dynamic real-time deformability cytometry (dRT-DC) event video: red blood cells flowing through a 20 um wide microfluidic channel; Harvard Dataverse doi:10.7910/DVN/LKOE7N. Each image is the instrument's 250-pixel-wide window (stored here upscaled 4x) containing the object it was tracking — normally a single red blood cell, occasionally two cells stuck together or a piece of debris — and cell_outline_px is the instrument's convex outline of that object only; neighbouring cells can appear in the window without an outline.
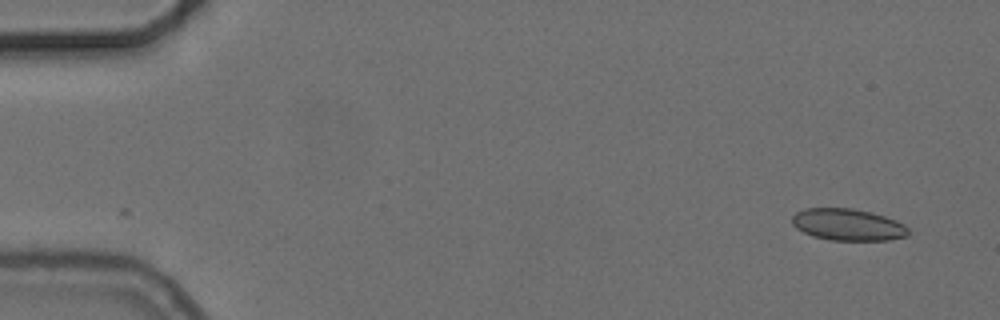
{"species": "common noctule bat (a hibernating species)", "species_latin": "Nyctalus noctula", "temperature_condition": "cold", "stored_images_in_passage": 53, "camera_frame_rate_fps": 3000, "um_per_image_px": 0.085, "animal": {"sex": "female", "body_mass_g": 24.6, "forearm_length_mm": 56.2}, "frame": {"image": 1, "passage_image": 1, "time_ms": 0.0, "image_size_px": [1000, 320], "cell_outline_px": [[908, 236], [888, 240], [832, 240], [812, 236], [796, 228], [792, 224], [792, 216], [796, 212], [804, 208], [852, 208], [872, 212], [896, 220], [904, 224], [908, 228]], "centroid_in_image_um": [72.06, 19.09], "position_along_channel_um": 12.9, "area_um2": 21.62}}
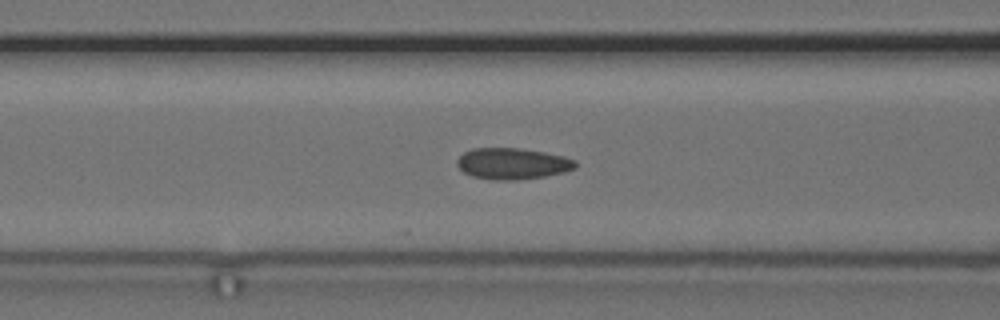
{"frame": {"image": 2, "passage_image": 20, "time_ms": 6.333, "image_size_px": [1000, 320], "cell_outline_px": [[576, 168], [564, 172], [544, 176], [516, 180], [492, 180], [472, 176], [464, 172], [456, 164], [456, 160], [464, 152], [472, 148], [520, 148], [544, 152], [564, 156], [576, 160]], "centroid_in_image_um": [43.55, 13.9], "position_along_channel_um": 123.0, "area_um2": 21.62}}
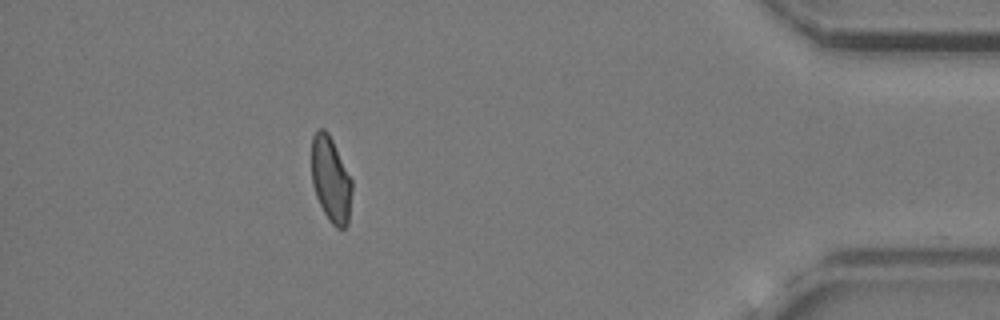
{"frame": {"image": 3, "passage_image": 47, "time_ms": 15.333, "image_size_px": [1000, 320], "cell_outline_px": [[352, 192], [348, 224], [344, 228], [336, 228], [328, 220], [316, 196], [312, 184], [312, 136], [316, 128], [324, 128], [328, 132], [352, 180]], "centroid_in_image_um": [28.11, 15.25], "position_along_channel_um": 407.1, "area_um2": 20.17}, "authors_computed_cell_mechanics": {"area_um2": 21.5594, "velocity_mm_per_s": 3.7231, "shape_relaxation_time_tau1_ms": null, "shape_relaxation_time_tau2_ms": 2.6345, "deformation_change_tau1": null, "deformation_change_tau2": 0.0695}}